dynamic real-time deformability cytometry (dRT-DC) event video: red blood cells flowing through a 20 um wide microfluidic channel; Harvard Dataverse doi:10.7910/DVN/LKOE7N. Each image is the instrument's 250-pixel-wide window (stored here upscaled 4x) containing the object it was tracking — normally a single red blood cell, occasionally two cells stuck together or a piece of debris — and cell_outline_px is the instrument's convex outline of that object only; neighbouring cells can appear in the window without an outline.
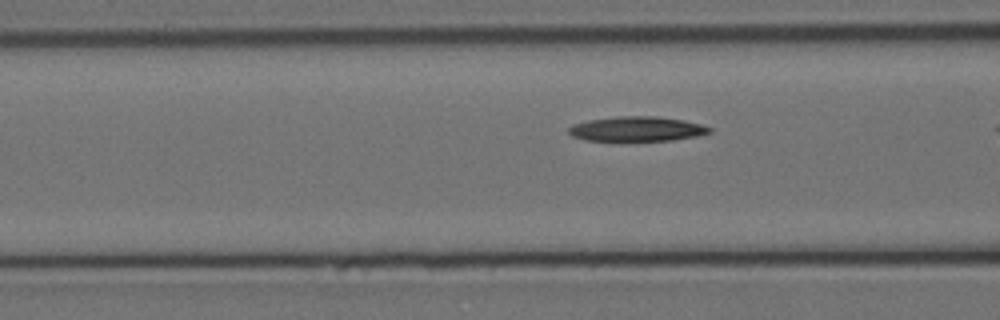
{"species": "Egyptian fruit bat (a non-hibernating species)", "species_latin": "Rousettus aegyptiacus", "temperature_condition": "cold", "stored_images_in_passage": 13, "camera_frame_rate_fps": 3000, "um_per_image_px": 0.085, "animal": {"sex": "female"}, "frame": {"image": 1, "passage_image": 8, "time_ms": 2.333, "image_size_px": [1000, 320], "cell_outline_px": [[712, 132], [696, 136], [672, 140], [620, 144], [584, 140], [572, 136], [568, 132], [568, 128], [572, 124], [588, 120], [616, 116], [656, 116], [684, 120], [700, 124], [712, 128]], "centroid_in_image_um": [54.06, 11.01], "position_along_channel_um": 112.5, "area_um2": 21.5}}